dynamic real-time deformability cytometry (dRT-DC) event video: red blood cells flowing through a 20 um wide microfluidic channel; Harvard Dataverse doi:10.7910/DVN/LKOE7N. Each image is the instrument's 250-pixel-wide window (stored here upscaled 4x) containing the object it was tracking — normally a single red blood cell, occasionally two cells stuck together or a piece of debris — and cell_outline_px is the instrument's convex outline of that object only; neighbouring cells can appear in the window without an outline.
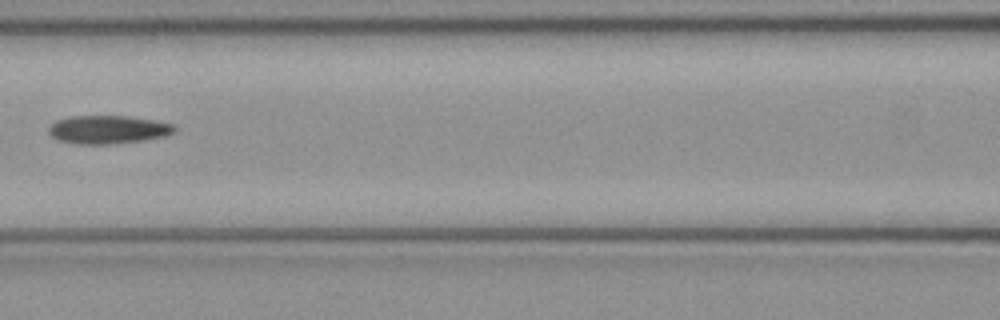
{"species": "common noctule bat (a hibernating species)", "species_latin": "Nyctalus noctula", "temperature_condition": "cold", "stored_images_in_passage": 4, "camera_frame_rate_fps": 3000, "um_per_image_px": 0.085, "animal": {"sex": "female", "body_mass_g": 21.9}, "frame": {"image": 1, "passage_image": 4, "time_ms": 1.0, "image_size_px": [1000, 320], "cell_outline_px": [[176, 132], [164, 136], [144, 140], [112, 144], [76, 144], [56, 140], [48, 132], [48, 128], [56, 120], [72, 116], [124, 116], [152, 120], [172, 124], [176, 128]], "centroid_in_image_um": [9.15, 11.02], "position_along_channel_um": 157.5, "area_um2": 20.69}}